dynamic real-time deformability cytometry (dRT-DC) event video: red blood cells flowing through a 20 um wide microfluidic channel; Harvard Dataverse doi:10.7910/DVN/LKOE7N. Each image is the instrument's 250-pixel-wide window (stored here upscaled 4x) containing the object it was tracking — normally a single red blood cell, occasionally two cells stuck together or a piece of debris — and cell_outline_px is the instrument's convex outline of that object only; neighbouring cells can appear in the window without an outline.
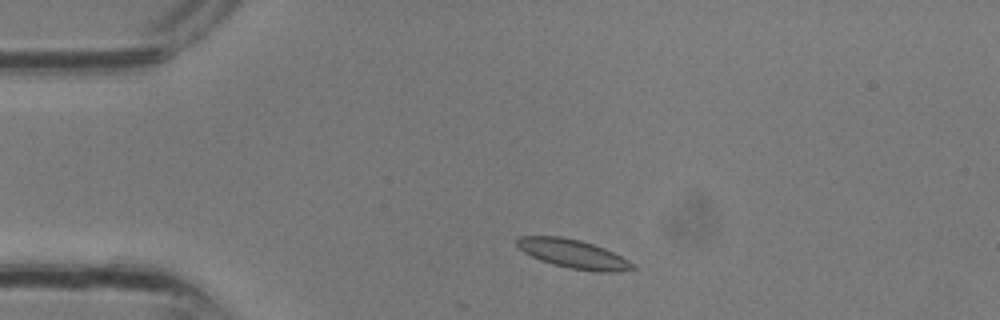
{"species": "common noctule bat (a hibernating species)", "species_latin": "Nyctalus noctula", "temperature_condition": "room temperature", "stored_images_in_passage": 5, "camera_frame_rate_fps": 3000, "um_per_image_px": 0.085, "animal": {"sex": "male", "body_mass_g": 13.3}, "frame": {"image": 1, "passage_image": 2, "time_ms": 0.333, "image_size_px": [1000, 320], "cell_outline_px": [[636, 268], [620, 272], [596, 272], [568, 268], [552, 264], [540, 260], [524, 252], [516, 244], [516, 240], [520, 236], [560, 236], [580, 240], [604, 248], [628, 260]], "centroid_in_image_um": [48.72, 21.59], "position_along_channel_um": 36.3, "area_um2": 19.31}}